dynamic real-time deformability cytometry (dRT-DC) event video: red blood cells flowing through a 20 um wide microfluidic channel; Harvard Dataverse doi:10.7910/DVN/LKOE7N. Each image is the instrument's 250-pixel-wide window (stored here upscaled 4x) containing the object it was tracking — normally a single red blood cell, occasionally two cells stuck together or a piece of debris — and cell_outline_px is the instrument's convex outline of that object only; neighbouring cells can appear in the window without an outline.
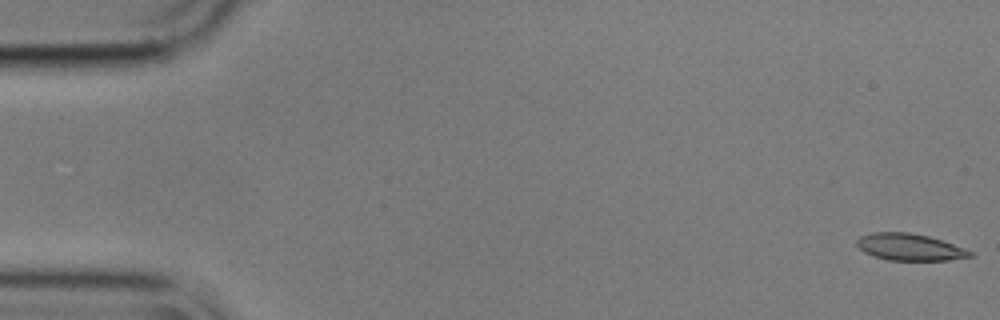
{"species": "common noctule bat (a hibernating species)", "species_latin": "Nyctalus noctula", "temperature_condition": "cold", "stored_images_in_passage": 56, "camera_frame_rate_fps": 3000, "um_per_image_px": 0.085, "animal": {"sex": "male", "body_mass_g": 17.9}, "frame": {"image": 1, "passage_image": 1, "time_ms": 0.0, "image_size_px": [1000, 320], "cell_outline_px": [[972, 256], [948, 260], [888, 260], [872, 256], [864, 252], [856, 244], [856, 240], [860, 236], [872, 232], [908, 232], [928, 236], [964, 248], [972, 252]], "centroid_in_image_um": [77.27, 21.0], "position_along_channel_um": 7.7, "area_um2": 17.57}}
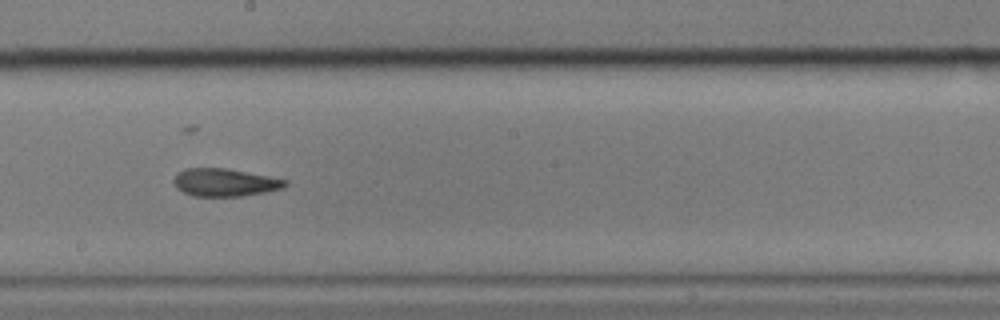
{"frame": {"image": 2, "passage_image": 31, "time_ms": 10.0, "image_size_px": [1000, 320], "cell_outline_px": [[288, 184], [284, 188], [264, 192], [240, 196], [192, 196], [176, 188], [172, 180], [184, 168], [228, 168], [288, 180]], "centroid_in_image_um": [19.11, 15.5], "position_along_channel_um": 229.1, "area_um2": 18.03}}
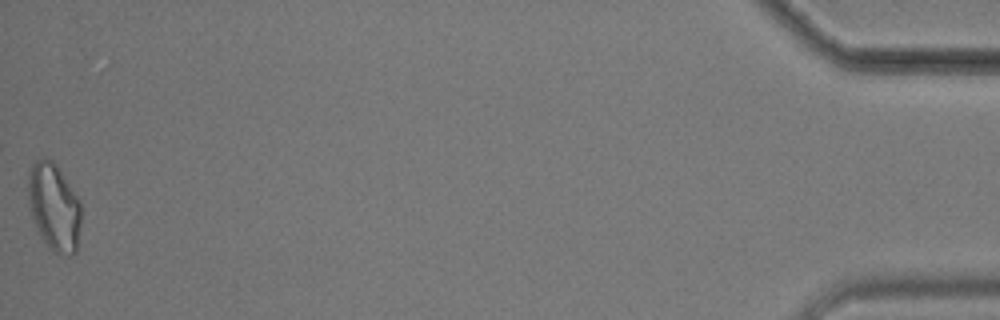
{"frame": {"image": 3, "passage_image": 56, "time_ms": 18.333, "image_size_px": [1000, 320], "cell_outline_px": [[80, 224], [76, 252], [72, 256], [68, 256], [52, 252], [48, 248], [40, 236], [28, 208], [28, 172], [32, 164], [36, 160], [44, 156], [52, 160], [56, 164], [80, 200]], "centroid_in_image_um": [4.57, 17.6], "position_along_channel_um": 430.6, "area_um2": 27.4}, "authors_computed_cell_mechanics": {"area_um2": 18.6694, "velocity_mm_per_s": 3.5659, "shape_relaxation_time_tau1_ms": null, "shape_relaxation_time_tau2_ms": 5.5281, "deformation_change_tau1": null, "deformation_change_tau2": 0.1471}}